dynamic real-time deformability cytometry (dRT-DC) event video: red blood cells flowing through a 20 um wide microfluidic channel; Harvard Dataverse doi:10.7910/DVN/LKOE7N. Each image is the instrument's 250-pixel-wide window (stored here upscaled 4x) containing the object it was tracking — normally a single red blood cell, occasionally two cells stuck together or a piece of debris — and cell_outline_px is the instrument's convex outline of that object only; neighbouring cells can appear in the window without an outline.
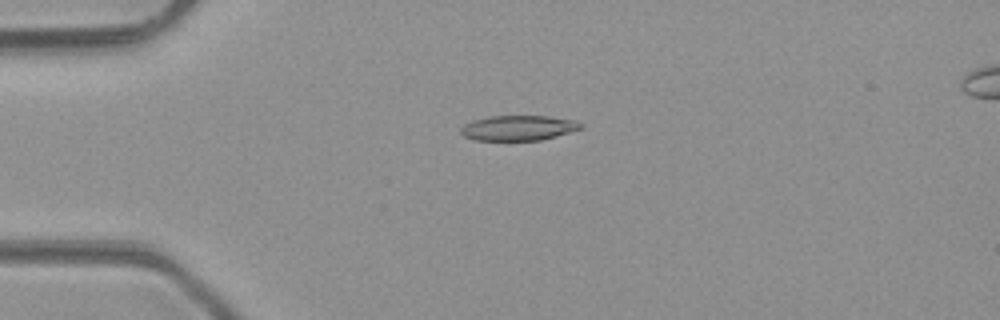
{"species": "common noctule bat (a hibernating species)", "species_latin": "Nyctalus noctula", "temperature_condition": "room temperature", "stored_images_in_passage": 3, "camera_frame_rate_fps": 3000, "um_per_image_px": 0.085, "animal": {"sex": "male", "body_mass_g": 23.1, "forearm_length_mm": 52.7}, "frame": {"image": 1, "passage_image": 1, "time_ms": 0.0, "image_size_px": [1000, 320], "cell_outline_px": [[584, 128], [556, 136], [540, 140], [472, 140], [464, 136], [460, 132], [460, 128], [464, 124], [472, 120], [488, 116], [548, 116], [576, 120], [584, 124]], "centroid_in_image_um": [44.07, 10.87], "position_along_channel_um": 40.9, "area_um2": 17.74}}
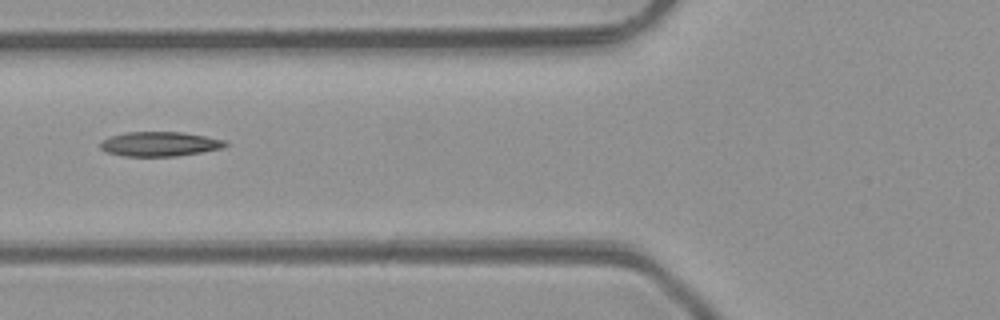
{"frame": {"image": 2, "passage_image": 3, "time_ms": 2.333, "image_size_px": [1000, 320], "cell_outline_px": [[228, 144], [224, 148], [176, 156], [124, 156], [104, 152], [100, 148], [100, 144], [104, 140], [112, 136], [124, 132], [180, 132], [204, 136], [224, 140]], "centroid_in_image_um": [13.56, 12.24], "position_along_channel_um": 112.2, "area_um2": 17.74}}